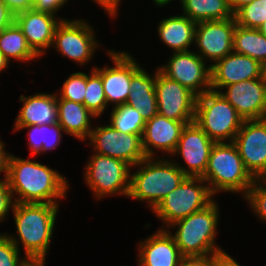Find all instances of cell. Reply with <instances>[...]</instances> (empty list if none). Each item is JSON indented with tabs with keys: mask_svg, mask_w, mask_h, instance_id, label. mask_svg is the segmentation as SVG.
<instances>
[{
	"mask_svg": "<svg viewBox=\"0 0 266 266\" xmlns=\"http://www.w3.org/2000/svg\"><path fill=\"white\" fill-rule=\"evenodd\" d=\"M19 250L7 233H0V266H28V258H19Z\"/></svg>",
	"mask_w": 266,
	"mask_h": 266,
	"instance_id": "obj_34",
	"label": "cell"
},
{
	"mask_svg": "<svg viewBox=\"0 0 266 266\" xmlns=\"http://www.w3.org/2000/svg\"><path fill=\"white\" fill-rule=\"evenodd\" d=\"M157 6H165L172 0H153Z\"/></svg>",
	"mask_w": 266,
	"mask_h": 266,
	"instance_id": "obj_47",
	"label": "cell"
},
{
	"mask_svg": "<svg viewBox=\"0 0 266 266\" xmlns=\"http://www.w3.org/2000/svg\"><path fill=\"white\" fill-rule=\"evenodd\" d=\"M165 76L188 88L196 96L211 90L210 65L192 51L173 52L166 65L158 68ZM204 87V88H203Z\"/></svg>",
	"mask_w": 266,
	"mask_h": 266,
	"instance_id": "obj_11",
	"label": "cell"
},
{
	"mask_svg": "<svg viewBox=\"0 0 266 266\" xmlns=\"http://www.w3.org/2000/svg\"><path fill=\"white\" fill-rule=\"evenodd\" d=\"M84 106L96 117H99L107 107L101 74L93 68L91 74H86V91Z\"/></svg>",
	"mask_w": 266,
	"mask_h": 266,
	"instance_id": "obj_31",
	"label": "cell"
},
{
	"mask_svg": "<svg viewBox=\"0 0 266 266\" xmlns=\"http://www.w3.org/2000/svg\"><path fill=\"white\" fill-rule=\"evenodd\" d=\"M86 91V74L76 72L65 80L57 99H65L83 104Z\"/></svg>",
	"mask_w": 266,
	"mask_h": 266,
	"instance_id": "obj_33",
	"label": "cell"
},
{
	"mask_svg": "<svg viewBox=\"0 0 266 266\" xmlns=\"http://www.w3.org/2000/svg\"><path fill=\"white\" fill-rule=\"evenodd\" d=\"M93 29L83 20L62 19L55 30L53 46L72 61L85 64L92 59L98 43Z\"/></svg>",
	"mask_w": 266,
	"mask_h": 266,
	"instance_id": "obj_12",
	"label": "cell"
},
{
	"mask_svg": "<svg viewBox=\"0 0 266 266\" xmlns=\"http://www.w3.org/2000/svg\"><path fill=\"white\" fill-rule=\"evenodd\" d=\"M258 30L264 35L266 36V21H264L262 23V25L258 28Z\"/></svg>",
	"mask_w": 266,
	"mask_h": 266,
	"instance_id": "obj_49",
	"label": "cell"
},
{
	"mask_svg": "<svg viewBox=\"0 0 266 266\" xmlns=\"http://www.w3.org/2000/svg\"><path fill=\"white\" fill-rule=\"evenodd\" d=\"M231 12L235 14L243 6L250 4L254 0H228Z\"/></svg>",
	"mask_w": 266,
	"mask_h": 266,
	"instance_id": "obj_44",
	"label": "cell"
},
{
	"mask_svg": "<svg viewBox=\"0 0 266 266\" xmlns=\"http://www.w3.org/2000/svg\"><path fill=\"white\" fill-rule=\"evenodd\" d=\"M157 71L151 77L144 69L140 68L133 76L130 84V93L126 104L141 111L145 121L158 114L155 84Z\"/></svg>",
	"mask_w": 266,
	"mask_h": 266,
	"instance_id": "obj_23",
	"label": "cell"
},
{
	"mask_svg": "<svg viewBox=\"0 0 266 266\" xmlns=\"http://www.w3.org/2000/svg\"><path fill=\"white\" fill-rule=\"evenodd\" d=\"M145 122L141 111L128 104L114 107L110 115V125L123 134H143Z\"/></svg>",
	"mask_w": 266,
	"mask_h": 266,
	"instance_id": "obj_30",
	"label": "cell"
},
{
	"mask_svg": "<svg viewBox=\"0 0 266 266\" xmlns=\"http://www.w3.org/2000/svg\"><path fill=\"white\" fill-rule=\"evenodd\" d=\"M155 91L159 114L187 124L194 122L197 96L188 88L157 69Z\"/></svg>",
	"mask_w": 266,
	"mask_h": 266,
	"instance_id": "obj_10",
	"label": "cell"
},
{
	"mask_svg": "<svg viewBox=\"0 0 266 266\" xmlns=\"http://www.w3.org/2000/svg\"><path fill=\"white\" fill-rule=\"evenodd\" d=\"M196 25V22L181 15L164 18L157 28L165 45L174 52H185L190 51L188 48L194 44Z\"/></svg>",
	"mask_w": 266,
	"mask_h": 266,
	"instance_id": "obj_25",
	"label": "cell"
},
{
	"mask_svg": "<svg viewBox=\"0 0 266 266\" xmlns=\"http://www.w3.org/2000/svg\"><path fill=\"white\" fill-rule=\"evenodd\" d=\"M9 65V60L0 51V72Z\"/></svg>",
	"mask_w": 266,
	"mask_h": 266,
	"instance_id": "obj_45",
	"label": "cell"
},
{
	"mask_svg": "<svg viewBox=\"0 0 266 266\" xmlns=\"http://www.w3.org/2000/svg\"><path fill=\"white\" fill-rule=\"evenodd\" d=\"M256 180H258L260 183L266 184V169Z\"/></svg>",
	"mask_w": 266,
	"mask_h": 266,
	"instance_id": "obj_48",
	"label": "cell"
},
{
	"mask_svg": "<svg viewBox=\"0 0 266 266\" xmlns=\"http://www.w3.org/2000/svg\"><path fill=\"white\" fill-rule=\"evenodd\" d=\"M10 154L4 150V143L0 140V173L4 172L5 178L8 174V162Z\"/></svg>",
	"mask_w": 266,
	"mask_h": 266,
	"instance_id": "obj_42",
	"label": "cell"
},
{
	"mask_svg": "<svg viewBox=\"0 0 266 266\" xmlns=\"http://www.w3.org/2000/svg\"><path fill=\"white\" fill-rule=\"evenodd\" d=\"M15 131L29 128V147L32 155H37L47 150H53L60 144L62 139L61 132L63 128L56 124L29 125L23 127H14Z\"/></svg>",
	"mask_w": 266,
	"mask_h": 266,
	"instance_id": "obj_29",
	"label": "cell"
},
{
	"mask_svg": "<svg viewBox=\"0 0 266 266\" xmlns=\"http://www.w3.org/2000/svg\"><path fill=\"white\" fill-rule=\"evenodd\" d=\"M214 144L215 142L195 122L186 124L173 155L179 153L188 167L186 169L178 163L177 166L186 176L202 177Z\"/></svg>",
	"mask_w": 266,
	"mask_h": 266,
	"instance_id": "obj_16",
	"label": "cell"
},
{
	"mask_svg": "<svg viewBox=\"0 0 266 266\" xmlns=\"http://www.w3.org/2000/svg\"><path fill=\"white\" fill-rule=\"evenodd\" d=\"M218 219V206L213 201L204 209L194 212L169 226H178L175 234H170L184 258L207 257L226 253L214 243Z\"/></svg>",
	"mask_w": 266,
	"mask_h": 266,
	"instance_id": "obj_3",
	"label": "cell"
},
{
	"mask_svg": "<svg viewBox=\"0 0 266 266\" xmlns=\"http://www.w3.org/2000/svg\"><path fill=\"white\" fill-rule=\"evenodd\" d=\"M146 157L136 166L139 170L130 174L128 197L146 201L153 210L163 198L179 186L186 175L173 161L152 160Z\"/></svg>",
	"mask_w": 266,
	"mask_h": 266,
	"instance_id": "obj_4",
	"label": "cell"
},
{
	"mask_svg": "<svg viewBox=\"0 0 266 266\" xmlns=\"http://www.w3.org/2000/svg\"><path fill=\"white\" fill-rule=\"evenodd\" d=\"M99 5H101L102 8H104L105 11L110 14L111 17L116 16L117 8L119 7V2L121 0H94Z\"/></svg>",
	"mask_w": 266,
	"mask_h": 266,
	"instance_id": "obj_41",
	"label": "cell"
},
{
	"mask_svg": "<svg viewBox=\"0 0 266 266\" xmlns=\"http://www.w3.org/2000/svg\"><path fill=\"white\" fill-rule=\"evenodd\" d=\"M58 123L64 133L81 141L89 137L92 130L91 119L96 117L84 104L65 99H57Z\"/></svg>",
	"mask_w": 266,
	"mask_h": 266,
	"instance_id": "obj_24",
	"label": "cell"
},
{
	"mask_svg": "<svg viewBox=\"0 0 266 266\" xmlns=\"http://www.w3.org/2000/svg\"><path fill=\"white\" fill-rule=\"evenodd\" d=\"M210 67L211 90L215 92L234 83L258 79L261 72L259 61L233 51Z\"/></svg>",
	"mask_w": 266,
	"mask_h": 266,
	"instance_id": "obj_18",
	"label": "cell"
},
{
	"mask_svg": "<svg viewBox=\"0 0 266 266\" xmlns=\"http://www.w3.org/2000/svg\"><path fill=\"white\" fill-rule=\"evenodd\" d=\"M114 67L95 69L101 74L106 102L115 104L114 107L126 104L130 93L132 76L141 68L127 52L108 51Z\"/></svg>",
	"mask_w": 266,
	"mask_h": 266,
	"instance_id": "obj_14",
	"label": "cell"
},
{
	"mask_svg": "<svg viewBox=\"0 0 266 266\" xmlns=\"http://www.w3.org/2000/svg\"><path fill=\"white\" fill-rule=\"evenodd\" d=\"M202 178L215 195L216 192H243L247 196L256 180L245 168L238 149L233 142L215 143L211 149L208 165Z\"/></svg>",
	"mask_w": 266,
	"mask_h": 266,
	"instance_id": "obj_5",
	"label": "cell"
},
{
	"mask_svg": "<svg viewBox=\"0 0 266 266\" xmlns=\"http://www.w3.org/2000/svg\"><path fill=\"white\" fill-rule=\"evenodd\" d=\"M0 51L10 61L11 58L21 62L38 58L29 47L24 34L14 22L0 31Z\"/></svg>",
	"mask_w": 266,
	"mask_h": 266,
	"instance_id": "obj_28",
	"label": "cell"
},
{
	"mask_svg": "<svg viewBox=\"0 0 266 266\" xmlns=\"http://www.w3.org/2000/svg\"><path fill=\"white\" fill-rule=\"evenodd\" d=\"M237 25L258 29L266 21V0H254L234 14Z\"/></svg>",
	"mask_w": 266,
	"mask_h": 266,
	"instance_id": "obj_32",
	"label": "cell"
},
{
	"mask_svg": "<svg viewBox=\"0 0 266 266\" xmlns=\"http://www.w3.org/2000/svg\"><path fill=\"white\" fill-rule=\"evenodd\" d=\"M138 249L140 266H179L184 258L170 232L163 228L140 242Z\"/></svg>",
	"mask_w": 266,
	"mask_h": 266,
	"instance_id": "obj_21",
	"label": "cell"
},
{
	"mask_svg": "<svg viewBox=\"0 0 266 266\" xmlns=\"http://www.w3.org/2000/svg\"><path fill=\"white\" fill-rule=\"evenodd\" d=\"M8 9L14 14L25 12L33 8L34 0H2Z\"/></svg>",
	"mask_w": 266,
	"mask_h": 266,
	"instance_id": "obj_38",
	"label": "cell"
},
{
	"mask_svg": "<svg viewBox=\"0 0 266 266\" xmlns=\"http://www.w3.org/2000/svg\"><path fill=\"white\" fill-rule=\"evenodd\" d=\"M179 266H216V254L207 257L183 258Z\"/></svg>",
	"mask_w": 266,
	"mask_h": 266,
	"instance_id": "obj_39",
	"label": "cell"
},
{
	"mask_svg": "<svg viewBox=\"0 0 266 266\" xmlns=\"http://www.w3.org/2000/svg\"><path fill=\"white\" fill-rule=\"evenodd\" d=\"M58 209V204L14 203L12 211L19 239L8 236L18 249L21 241L25 257L31 262H45Z\"/></svg>",
	"mask_w": 266,
	"mask_h": 266,
	"instance_id": "obj_2",
	"label": "cell"
},
{
	"mask_svg": "<svg viewBox=\"0 0 266 266\" xmlns=\"http://www.w3.org/2000/svg\"><path fill=\"white\" fill-rule=\"evenodd\" d=\"M87 163L85 181L98 199L111 194L128 196L131 166L125 161L93 154Z\"/></svg>",
	"mask_w": 266,
	"mask_h": 266,
	"instance_id": "obj_8",
	"label": "cell"
},
{
	"mask_svg": "<svg viewBox=\"0 0 266 266\" xmlns=\"http://www.w3.org/2000/svg\"><path fill=\"white\" fill-rule=\"evenodd\" d=\"M203 183L206 184V181L202 177L186 176L152 211L169 227L174 222L204 209L214 200L209 186L202 185Z\"/></svg>",
	"mask_w": 266,
	"mask_h": 266,
	"instance_id": "obj_7",
	"label": "cell"
},
{
	"mask_svg": "<svg viewBox=\"0 0 266 266\" xmlns=\"http://www.w3.org/2000/svg\"><path fill=\"white\" fill-rule=\"evenodd\" d=\"M260 79L266 85V62L261 63Z\"/></svg>",
	"mask_w": 266,
	"mask_h": 266,
	"instance_id": "obj_46",
	"label": "cell"
},
{
	"mask_svg": "<svg viewBox=\"0 0 266 266\" xmlns=\"http://www.w3.org/2000/svg\"><path fill=\"white\" fill-rule=\"evenodd\" d=\"M243 121L237 110L219 92L210 90L197 96L194 122L215 143L224 140L233 142Z\"/></svg>",
	"mask_w": 266,
	"mask_h": 266,
	"instance_id": "obj_6",
	"label": "cell"
},
{
	"mask_svg": "<svg viewBox=\"0 0 266 266\" xmlns=\"http://www.w3.org/2000/svg\"><path fill=\"white\" fill-rule=\"evenodd\" d=\"M62 20L55 15L33 9L15 15V23L21 29L32 51L39 57L52 46L57 26Z\"/></svg>",
	"mask_w": 266,
	"mask_h": 266,
	"instance_id": "obj_19",
	"label": "cell"
},
{
	"mask_svg": "<svg viewBox=\"0 0 266 266\" xmlns=\"http://www.w3.org/2000/svg\"><path fill=\"white\" fill-rule=\"evenodd\" d=\"M186 124L168 119L159 113L146 121L141 137L145 156L153 158L155 153L153 150L157 148L165 153L174 154Z\"/></svg>",
	"mask_w": 266,
	"mask_h": 266,
	"instance_id": "obj_20",
	"label": "cell"
},
{
	"mask_svg": "<svg viewBox=\"0 0 266 266\" xmlns=\"http://www.w3.org/2000/svg\"><path fill=\"white\" fill-rule=\"evenodd\" d=\"M216 266H240L230 255L227 253L216 254Z\"/></svg>",
	"mask_w": 266,
	"mask_h": 266,
	"instance_id": "obj_43",
	"label": "cell"
},
{
	"mask_svg": "<svg viewBox=\"0 0 266 266\" xmlns=\"http://www.w3.org/2000/svg\"><path fill=\"white\" fill-rule=\"evenodd\" d=\"M219 93L237 110L244 120L266 119V85L250 79L225 86Z\"/></svg>",
	"mask_w": 266,
	"mask_h": 266,
	"instance_id": "obj_17",
	"label": "cell"
},
{
	"mask_svg": "<svg viewBox=\"0 0 266 266\" xmlns=\"http://www.w3.org/2000/svg\"><path fill=\"white\" fill-rule=\"evenodd\" d=\"M9 188L7 179L0 180V221L5 219V216L13 208L14 200Z\"/></svg>",
	"mask_w": 266,
	"mask_h": 266,
	"instance_id": "obj_36",
	"label": "cell"
},
{
	"mask_svg": "<svg viewBox=\"0 0 266 266\" xmlns=\"http://www.w3.org/2000/svg\"><path fill=\"white\" fill-rule=\"evenodd\" d=\"M236 25L235 17L197 23L194 42L199 48L198 55L215 63L230 54Z\"/></svg>",
	"mask_w": 266,
	"mask_h": 266,
	"instance_id": "obj_13",
	"label": "cell"
},
{
	"mask_svg": "<svg viewBox=\"0 0 266 266\" xmlns=\"http://www.w3.org/2000/svg\"><path fill=\"white\" fill-rule=\"evenodd\" d=\"M233 52L266 62V36L258 29L236 25L233 34Z\"/></svg>",
	"mask_w": 266,
	"mask_h": 266,
	"instance_id": "obj_27",
	"label": "cell"
},
{
	"mask_svg": "<svg viewBox=\"0 0 266 266\" xmlns=\"http://www.w3.org/2000/svg\"><path fill=\"white\" fill-rule=\"evenodd\" d=\"M69 0H34L33 10L55 15L59 8Z\"/></svg>",
	"mask_w": 266,
	"mask_h": 266,
	"instance_id": "obj_37",
	"label": "cell"
},
{
	"mask_svg": "<svg viewBox=\"0 0 266 266\" xmlns=\"http://www.w3.org/2000/svg\"><path fill=\"white\" fill-rule=\"evenodd\" d=\"M15 21V15L8 9L2 0H0V31L12 25Z\"/></svg>",
	"mask_w": 266,
	"mask_h": 266,
	"instance_id": "obj_40",
	"label": "cell"
},
{
	"mask_svg": "<svg viewBox=\"0 0 266 266\" xmlns=\"http://www.w3.org/2000/svg\"><path fill=\"white\" fill-rule=\"evenodd\" d=\"M7 182L13 194L19 198L14 203L57 204L59 198L66 197V178L48 166L10 154ZM15 192V193H14Z\"/></svg>",
	"mask_w": 266,
	"mask_h": 266,
	"instance_id": "obj_1",
	"label": "cell"
},
{
	"mask_svg": "<svg viewBox=\"0 0 266 266\" xmlns=\"http://www.w3.org/2000/svg\"><path fill=\"white\" fill-rule=\"evenodd\" d=\"M24 103L15 120V127L58 123L57 94L39 93L20 96Z\"/></svg>",
	"mask_w": 266,
	"mask_h": 266,
	"instance_id": "obj_22",
	"label": "cell"
},
{
	"mask_svg": "<svg viewBox=\"0 0 266 266\" xmlns=\"http://www.w3.org/2000/svg\"><path fill=\"white\" fill-rule=\"evenodd\" d=\"M185 16L199 23L233 18L228 0H180Z\"/></svg>",
	"mask_w": 266,
	"mask_h": 266,
	"instance_id": "obj_26",
	"label": "cell"
},
{
	"mask_svg": "<svg viewBox=\"0 0 266 266\" xmlns=\"http://www.w3.org/2000/svg\"><path fill=\"white\" fill-rule=\"evenodd\" d=\"M45 262H31L28 266H44Z\"/></svg>",
	"mask_w": 266,
	"mask_h": 266,
	"instance_id": "obj_50",
	"label": "cell"
},
{
	"mask_svg": "<svg viewBox=\"0 0 266 266\" xmlns=\"http://www.w3.org/2000/svg\"><path fill=\"white\" fill-rule=\"evenodd\" d=\"M245 198L257 216L266 221V184L255 180Z\"/></svg>",
	"mask_w": 266,
	"mask_h": 266,
	"instance_id": "obj_35",
	"label": "cell"
},
{
	"mask_svg": "<svg viewBox=\"0 0 266 266\" xmlns=\"http://www.w3.org/2000/svg\"><path fill=\"white\" fill-rule=\"evenodd\" d=\"M233 143L245 168L257 179L266 169V119L244 120Z\"/></svg>",
	"mask_w": 266,
	"mask_h": 266,
	"instance_id": "obj_15",
	"label": "cell"
},
{
	"mask_svg": "<svg viewBox=\"0 0 266 266\" xmlns=\"http://www.w3.org/2000/svg\"><path fill=\"white\" fill-rule=\"evenodd\" d=\"M142 134H123L110 124L93 128L88 139L95 153L125 161L131 167L146 158Z\"/></svg>",
	"mask_w": 266,
	"mask_h": 266,
	"instance_id": "obj_9",
	"label": "cell"
}]
</instances>
